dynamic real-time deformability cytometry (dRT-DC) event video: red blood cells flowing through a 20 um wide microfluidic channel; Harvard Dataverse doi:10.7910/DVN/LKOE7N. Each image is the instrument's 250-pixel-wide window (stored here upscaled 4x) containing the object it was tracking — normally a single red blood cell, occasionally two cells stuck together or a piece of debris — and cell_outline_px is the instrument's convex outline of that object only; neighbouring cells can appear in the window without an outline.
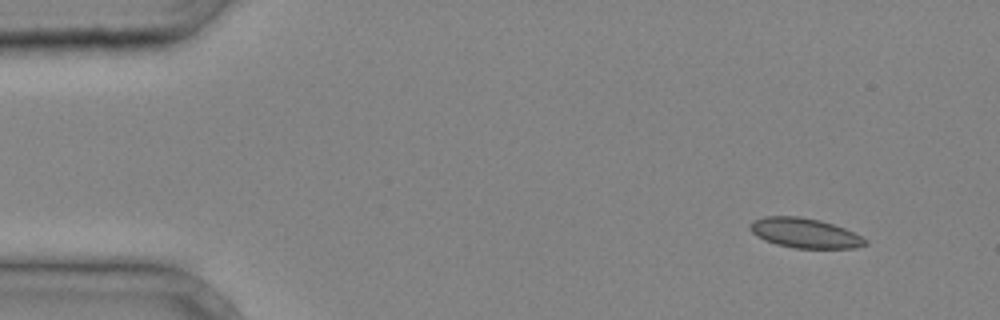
{"species": "common noctule bat (a hibernating species)", "species_latin": "Nyctalus noctula", "temperature_condition": "cold", "stored_images_in_passage": 37, "camera_frame_rate_fps": 3000, "um_per_image_px": 0.085, "animal": {"sex": "male", "body_mass_g": 20.4}, "frame": {"image": 1, "passage_image": 3, "time_ms": 0.667, "image_size_px": [1000, 320], "cell_outline_px": [[868, 244], [856, 248], [796, 248], [776, 244], [764, 240], [752, 232], [748, 228], [748, 224], [752, 220], [764, 216], [800, 216], [820, 220], [844, 228], [868, 240]], "centroid_in_image_um": [68.38, 19.8], "position_along_channel_um": 16.6, "area_um2": 20.06}}
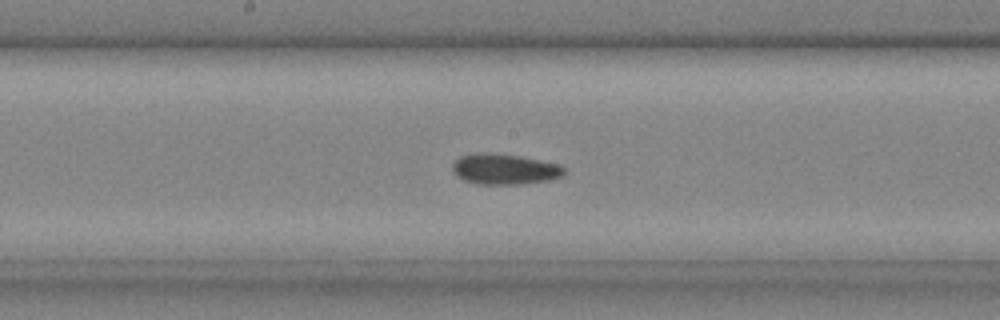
{"frame": {"image": 2, "passage_image": 20, "time_ms": 6.333, "image_size_px": [1000, 320], "cell_outline_px": [[568, 172], [564, 176], [548, 180], [524, 184], [480, 184], [464, 180], [456, 176], [452, 172], [452, 164], [460, 156], [476, 152], [492, 152], [520, 156], [560, 164], [568, 168]], "centroid_in_image_um": [42.93, 14.37], "position_along_channel_um": 205.3, "area_um2": 20.4}}
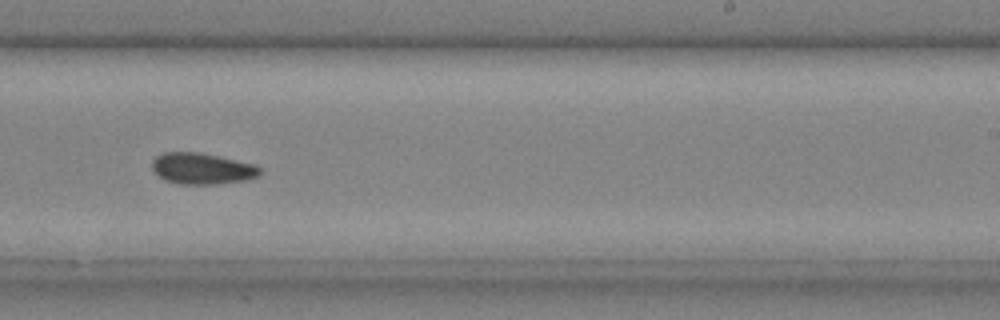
{"frame": {"image": 3, "passage_image": 24, "time_ms": 7.667, "image_size_px": [1000, 320], "cell_outline_px": [[260, 176], [244, 180], [216, 184], [180, 184], [164, 180], [152, 168], [152, 160], [156, 156], [164, 152], [200, 152], [256, 164], [260, 168]], "centroid_in_image_um": [17.18, 14.32], "position_along_channel_um": 271.8, "area_um2": 19.65}}